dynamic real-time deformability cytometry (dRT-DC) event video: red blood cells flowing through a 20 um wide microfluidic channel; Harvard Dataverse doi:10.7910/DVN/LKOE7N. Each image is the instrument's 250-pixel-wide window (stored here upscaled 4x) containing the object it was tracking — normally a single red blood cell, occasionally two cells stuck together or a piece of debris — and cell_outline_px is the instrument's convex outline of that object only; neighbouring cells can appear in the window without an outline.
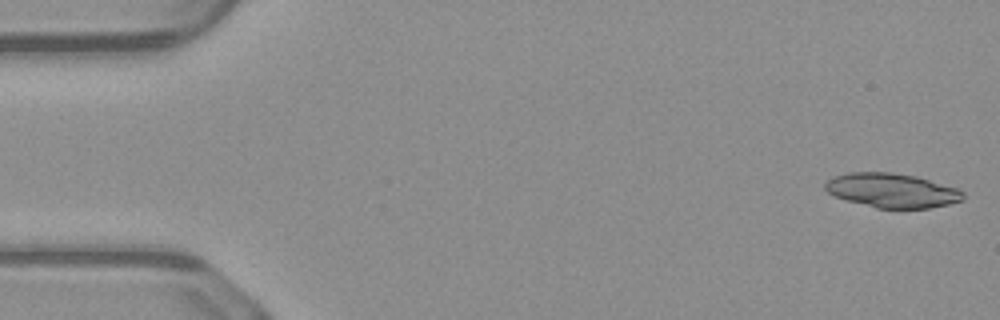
{"species": "common noctule bat (a hibernating species)", "species_latin": "Nyctalus noctula", "temperature_condition": "warm", "stored_images_in_passage": 49, "segment_of_instrument_passage": [1, 2], "camera_frame_rate_fps": 3000, "um_per_image_px": 0.085, "animal": {"sex": "male", "body_mass_g": 23.1, "forearm_length_mm": 52.7}, "frame": {"image": 1, "passage_image": 1, "time_ms": 0.0, "image_size_px": [1000, 320], "cell_outline_px": [[964, 200], [948, 204], [928, 208], [876, 208], [848, 200], [836, 196], [828, 192], [824, 188], [824, 184], [832, 176], [848, 172], [892, 172], [916, 176], [960, 188], [964, 192]], "centroid_in_image_um": [75.85, 16.17], "position_along_channel_um": 9.2, "area_um2": 27.69}}